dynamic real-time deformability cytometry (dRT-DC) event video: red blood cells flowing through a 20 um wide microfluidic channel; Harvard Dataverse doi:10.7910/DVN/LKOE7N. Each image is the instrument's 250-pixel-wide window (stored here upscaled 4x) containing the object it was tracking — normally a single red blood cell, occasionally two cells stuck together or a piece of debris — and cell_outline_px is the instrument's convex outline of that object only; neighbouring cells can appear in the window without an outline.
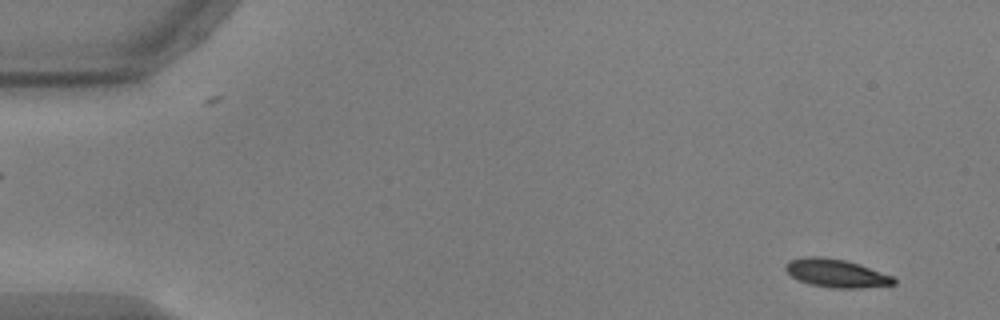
{"species": "common noctule bat (a hibernating species)", "species_latin": "Nyctalus noctula", "temperature_condition": "warm", "stored_images_in_passage": 52, "camera_frame_rate_fps": 3000, "um_per_image_px": 0.085, "animal": {"sex": "male", "body_mass_g": 17.9, "forearm_length_mm": 54.2}, "frame": {"image": 1, "passage_image": 1, "time_ms": 0.0, "image_size_px": [1000, 320], "cell_outline_px": [[896, 284], [860, 288], [832, 288], [808, 284], [792, 276], [784, 268], [788, 260], [804, 256], [824, 256], [844, 260], [860, 264], [892, 276], [896, 280]], "centroid_in_image_um": [71.06, 23.21], "position_along_channel_um": 13.9, "area_um2": 17.86}}
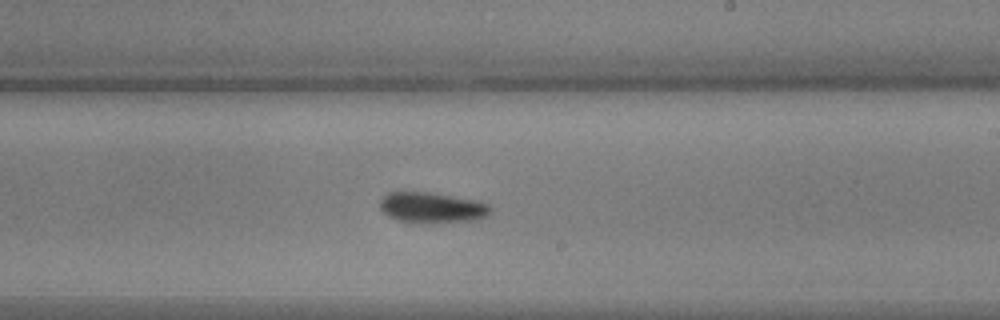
{"frame": {"image": 2, "passage_image": 30, "time_ms": 9.667, "image_size_px": [1000, 320], "cell_outline_px": [[492, 208], [488, 216], [472, 220], [432, 224], [396, 220], [388, 216], [380, 208], [380, 200], [388, 192], [428, 192], [476, 200], [488, 204]], "centroid_in_image_um": [36.72, 17.66], "position_along_channel_um": 252.3, "area_um2": 19.83}}
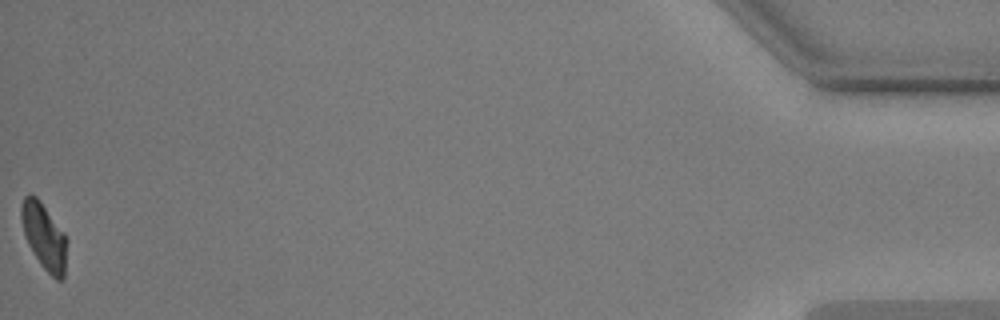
{"frame": {"image": 3, "passage_image": 52, "time_ms": 17.0, "image_size_px": [1000, 320], "cell_outline_px": [[68, 240], [64, 276], [60, 280], [56, 280], [40, 264], [28, 244], [24, 232], [20, 216], [20, 208], [24, 196], [28, 192], [36, 196], [40, 200], [64, 232]], "centroid_in_image_um": [3.75, 20.06], "position_along_channel_um": 431.4, "area_um2": 17.74}, "authors_computed_cell_mechanics": {"area_um2": 18.6116, "velocity_mm_per_s": 3.7212, "shape_relaxation_time_tau1_ms": 4.0554, "shape_relaxation_time_tau2_ms": 4.7415, "deformation_change_tau1": 0.1403, "deformation_change_tau2": 0.0978}}